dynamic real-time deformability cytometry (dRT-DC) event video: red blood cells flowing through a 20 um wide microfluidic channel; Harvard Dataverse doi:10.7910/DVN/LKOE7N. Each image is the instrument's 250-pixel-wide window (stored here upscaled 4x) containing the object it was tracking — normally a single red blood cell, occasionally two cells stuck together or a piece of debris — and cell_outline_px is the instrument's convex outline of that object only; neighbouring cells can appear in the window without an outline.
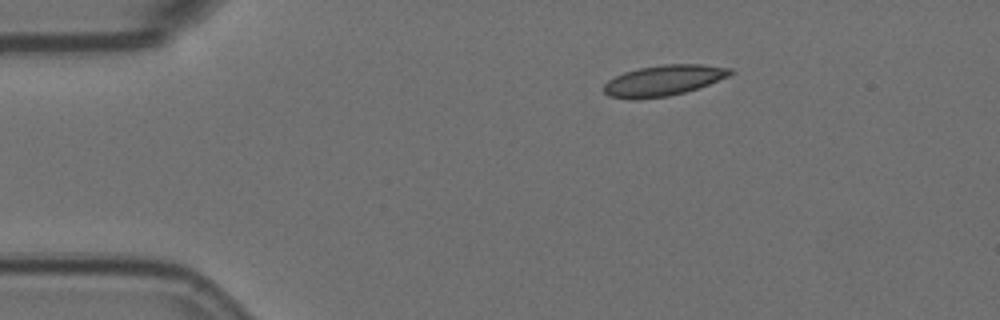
{"species": "Egyptian fruit bat (a non-hibernating species)", "species_latin": "Rousettus aegyptiacus", "temperature_condition": "room temperature", "stored_images_in_passage": 3, "camera_frame_rate_fps": 3000, "um_per_image_px": 0.085, "animal": {"sex": "female"}, "frame": {"image": 1, "passage_image": 1, "time_ms": 0.0, "image_size_px": [1000, 320], "cell_outline_px": [[732, 72], [728, 76], [708, 84], [684, 92], [668, 96], [636, 100], [608, 96], [604, 92], [604, 84], [608, 80], [624, 72], [640, 68], [664, 64], [700, 64], [732, 68]], "centroid_in_image_um": [56.36, 6.84], "position_along_channel_um": 28.6, "area_um2": 22.43}}
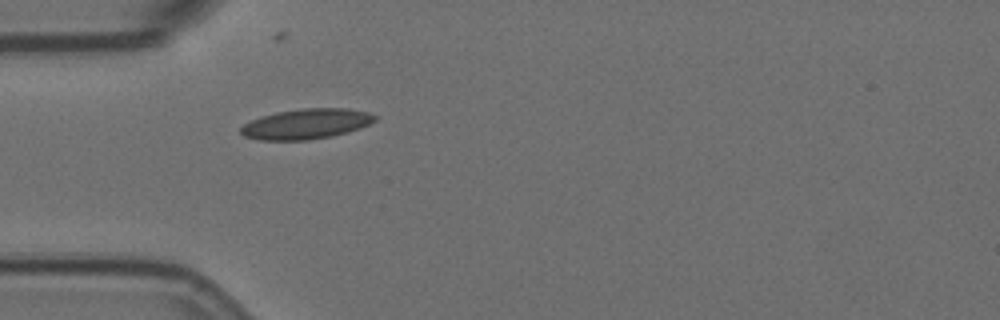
{"frame": {"image": 2, "passage_image": 3, "time_ms": 0.667, "image_size_px": [1000, 320], "cell_outline_px": [[376, 120], [360, 128], [348, 132], [332, 136], [308, 140], [260, 140], [244, 136], [240, 132], [240, 128], [244, 124], [252, 120], [276, 112], [300, 108], [348, 108], [368, 112], [376, 116]], "centroid_in_image_um": [26.04, 10.53], "position_along_channel_um": 59.0, "area_um2": 23.58}}